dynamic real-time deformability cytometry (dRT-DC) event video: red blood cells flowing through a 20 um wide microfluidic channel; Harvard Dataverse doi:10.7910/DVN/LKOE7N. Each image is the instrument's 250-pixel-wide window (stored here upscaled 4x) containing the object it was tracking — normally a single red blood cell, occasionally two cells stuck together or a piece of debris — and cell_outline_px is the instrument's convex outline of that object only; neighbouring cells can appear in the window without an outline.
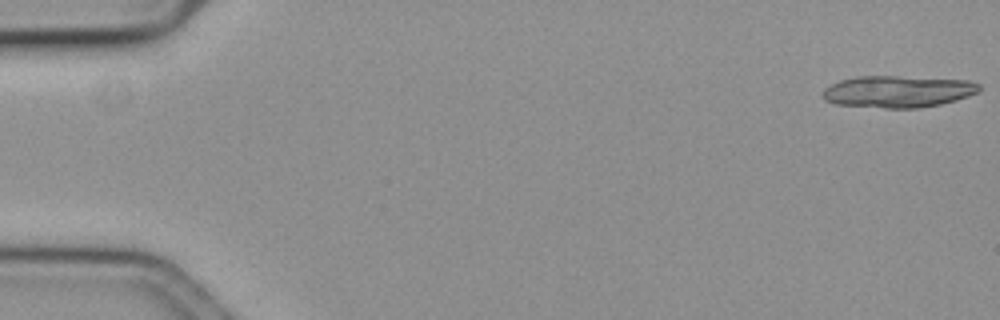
{"species": "common noctule bat (a hibernating species)", "species_latin": "Nyctalus noctula", "temperature_condition": "cold", "stored_images_in_passage": 20, "camera_frame_rate_fps": 3000, "um_per_image_px": 0.085, "animal": {"sex": "female", "body_mass_g": 19.3, "forearm_length_mm": 54.1}, "frame": {"image": 1, "passage_image": 1, "time_ms": 0.0, "image_size_px": [1000, 320], "cell_outline_px": [[980, 88], [976, 92], [968, 96], [956, 100], [940, 104], [920, 108], [884, 108], [836, 104], [824, 100], [824, 88], [840, 80], [856, 76], [896, 76], [968, 80], [980, 84]], "centroid_in_image_um": [76.32, 7.78], "position_along_channel_um": 8.7, "area_um2": 28.96}}